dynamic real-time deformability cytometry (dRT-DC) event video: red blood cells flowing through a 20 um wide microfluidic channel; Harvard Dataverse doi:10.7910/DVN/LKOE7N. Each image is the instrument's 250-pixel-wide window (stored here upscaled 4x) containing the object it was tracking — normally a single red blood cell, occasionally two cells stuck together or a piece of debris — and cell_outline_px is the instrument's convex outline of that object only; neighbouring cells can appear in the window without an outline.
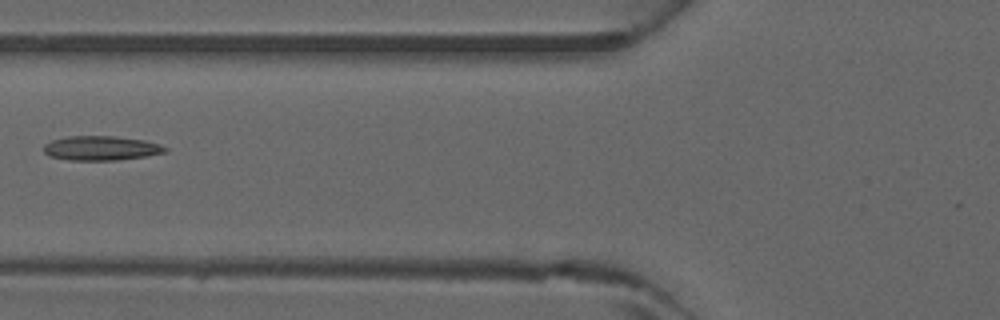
{"species": "common noctule bat (a hibernating species)", "species_latin": "Nyctalus noctula", "temperature_condition": "warm", "stored_images_in_passage": 3, "camera_frame_rate_fps": 3000, "um_per_image_px": 0.085, "animal": {"sex": "male", "forearm_length_mm": 52.5}, "frame": {"image": 1, "passage_image": 3, "time_ms": 0.667, "image_size_px": [1000, 320], "cell_outline_px": [[168, 152], [144, 156], [116, 160], [68, 160], [48, 156], [44, 152], [44, 144], [52, 140], [68, 136], [116, 136], [144, 140], [160, 144], [168, 148]], "centroid_in_image_um": [8.59, 12.59], "position_along_channel_um": 117.2, "area_um2": 17.34}}